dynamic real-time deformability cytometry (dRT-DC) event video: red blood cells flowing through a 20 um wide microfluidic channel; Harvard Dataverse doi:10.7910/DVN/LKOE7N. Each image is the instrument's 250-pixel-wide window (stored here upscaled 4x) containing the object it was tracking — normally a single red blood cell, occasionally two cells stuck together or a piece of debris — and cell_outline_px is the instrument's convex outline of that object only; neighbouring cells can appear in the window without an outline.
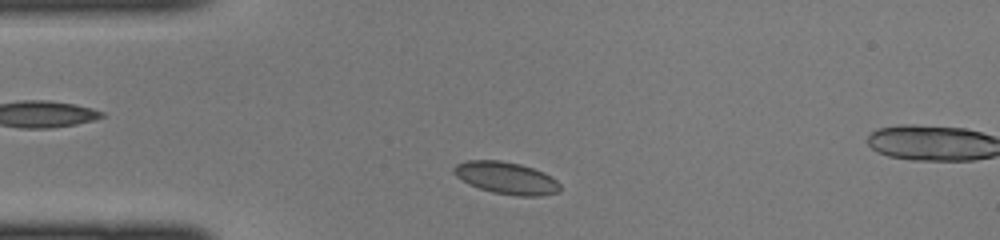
{"species": "common noctule bat (a hibernating species)", "species_latin": "Nyctalus noctula", "temperature_condition": "cold", "stored_images_in_passage": 38, "camera_frame_rate_fps": 3000, "um_per_image_px": 0.085, "animal": {"sex": "female", "body_mass_g": 22.0, "forearm_length_mm": 56.7}, "frame": {"image": 1, "passage_image": 3, "time_ms": 0.667, "image_size_px": [1000, 240], "cell_outline_px": [[560, 188], [556, 192], [540, 196], [516, 196], [492, 192], [468, 184], [456, 176], [452, 172], [452, 168], [456, 164], [468, 160], [500, 160], [520, 164], [544, 172], [556, 180], [560, 184]], "centroid_in_image_um": [43.0, 15.12], "position_along_channel_um": 42.0, "area_um2": 19.88}}
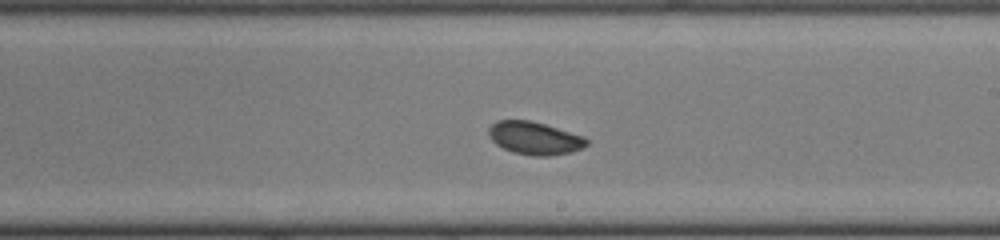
{"frame": {"image": 2, "passage_image": 18, "time_ms": 5.667, "image_size_px": [1000, 240], "cell_outline_px": [[588, 144], [584, 148], [572, 152], [548, 156], [532, 156], [512, 152], [496, 144], [488, 136], [488, 128], [496, 120], [528, 120], [544, 124], [584, 136], [588, 140]], "centroid_in_image_um": [45.44, 11.75], "position_along_channel_um": 243.6, "area_um2": 18.84}}
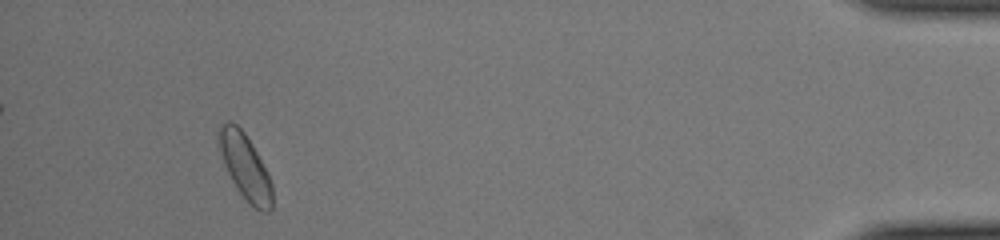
{"frame": {"image": 3, "passage_image": 34, "time_ms": 11.0, "image_size_px": [1000, 240], "cell_outline_px": [[272, 208], [268, 212], [260, 212], [248, 204], [232, 180], [224, 164], [216, 136], [216, 128], [220, 124], [228, 120], [236, 124], [244, 132], [252, 144], [268, 172], [272, 184]], "centroid_in_image_um": [20.82, 14.15], "position_along_channel_um": 414.4, "area_um2": 20.63}}